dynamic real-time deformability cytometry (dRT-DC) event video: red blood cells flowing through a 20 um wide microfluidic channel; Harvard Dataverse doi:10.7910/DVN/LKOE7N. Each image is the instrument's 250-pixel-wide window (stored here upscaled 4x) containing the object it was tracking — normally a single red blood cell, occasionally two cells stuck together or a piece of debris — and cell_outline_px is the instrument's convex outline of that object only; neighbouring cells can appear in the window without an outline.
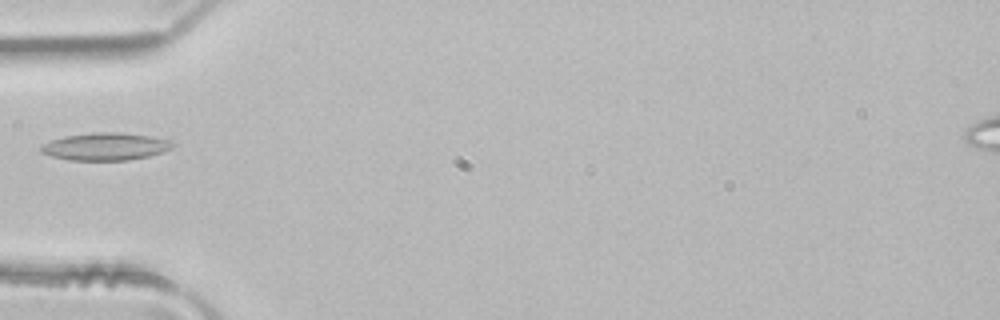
{"species": "common noctule bat (a hibernating species)", "species_latin": "Nyctalus noctula", "temperature_condition": "room temperature", "stored_images_in_passage": 3, "camera_frame_rate_fps": 3000, "um_per_image_px": 0.085, "animal": {"sex": "male", "body_mass_g": 21.5, "forearm_length_mm": 52.0}, "frame": {"image": 1, "passage_image": 3, "time_ms": 0.667, "image_size_px": [1000, 320], "cell_outline_px": [[176, 144], [172, 148], [164, 152], [148, 156], [128, 160], [68, 160], [52, 156], [40, 152], [40, 144], [64, 136], [100, 132], [120, 132], [152, 136], [168, 140]], "centroid_in_image_um": [8.97, 12.45], "position_along_channel_um": 76.0, "area_um2": 21.15}}